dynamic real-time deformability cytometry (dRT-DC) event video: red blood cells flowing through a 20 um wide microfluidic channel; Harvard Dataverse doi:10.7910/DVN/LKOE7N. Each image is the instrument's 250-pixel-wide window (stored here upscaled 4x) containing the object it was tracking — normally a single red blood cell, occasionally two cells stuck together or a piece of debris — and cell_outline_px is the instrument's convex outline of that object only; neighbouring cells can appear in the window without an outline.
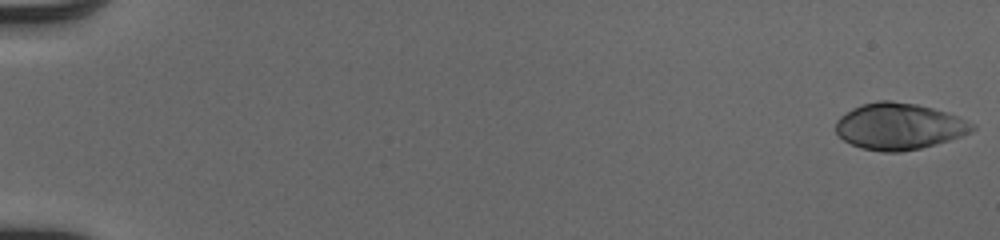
{"species": "human", "species_latin": "Homo sapiens", "temperature_condition": "cold", "stored_images_in_passage": 52, "camera_frame_rate_fps": 3000, "um_per_image_px": 0.085, "donor": {"sex": "male"}, "frame": {"image": 1, "passage_image": 1, "time_ms": 0.0, "image_size_px": [1000, 240], "cell_outline_px": [[976, 128], [972, 132], [948, 140], [920, 148], [900, 152], [880, 152], [860, 148], [844, 140], [836, 132], [836, 120], [840, 116], [852, 108], [860, 104], [876, 100], [892, 100], [916, 104], [932, 108], [956, 116], [976, 124]], "centroid_in_image_um": [76.39, 10.73], "position_along_channel_um": 8.6, "area_um2": 36.99}}
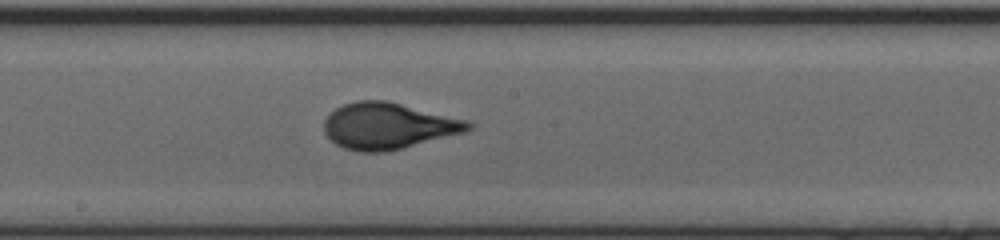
{"frame": {"image": 2, "passage_image": 30, "time_ms": 9.667, "image_size_px": [1000, 240], "cell_outline_px": [[476, 124], [472, 128], [464, 132], [404, 148], [388, 152], [360, 152], [344, 148], [336, 144], [324, 132], [324, 120], [336, 108], [344, 104], [356, 100], [388, 100], [468, 120]], "centroid_in_image_um": [33.02, 10.7], "position_along_channel_um": 215.2, "area_um2": 39.07}}
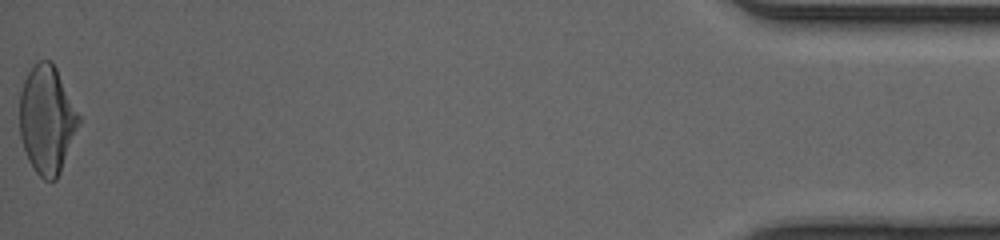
{"frame": {"image": 3, "passage_image": 52, "time_ms": 17.0, "image_size_px": [1000, 240], "cell_outline_px": [[80, 120], [60, 172], [56, 180], [44, 180], [36, 172], [28, 160], [20, 136], [20, 92], [24, 80], [28, 72], [40, 60], [52, 60], [80, 116]], "centroid_in_image_um": [3.97, 10.17], "position_along_channel_um": 431.2, "area_um2": 36.7}, "authors_computed_cell_mechanics": {"area_um2": 36.7319, "velocity_mm_per_s": 4.1179, "shape_relaxation_time_tau1_ms": 4.9258, "shape_relaxation_time_tau2_ms": null, "deformation_change_tau1": 0.2102, "deformation_change_tau2": null}}